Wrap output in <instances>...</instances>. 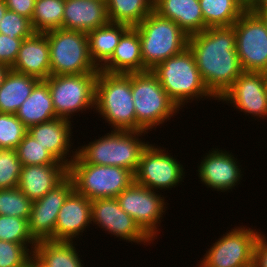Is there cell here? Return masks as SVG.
<instances>
[{"label": "cell", "mask_w": 267, "mask_h": 267, "mask_svg": "<svg viewBox=\"0 0 267 267\" xmlns=\"http://www.w3.org/2000/svg\"><path fill=\"white\" fill-rule=\"evenodd\" d=\"M27 133L15 114L0 113V149H16Z\"/></svg>", "instance_id": "e575fe53"}, {"label": "cell", "mask_w": 267, "mask_h": 267, "mask_svg": "<svg viewBox=\"0 0 267 267\" xmlns=\"http://www.w3.org/2000/svg\"><path fill=\"white\" fill-rule=\"evenodd\" d=\"M0 240L20 244H37L29 233L28 220L8 215H0Z\"/></svg>", "instance_id": "836d02e7"}, {"label": "cell", "mask_w": 267, "mask_h": 267, "mask_svg": "<svg viewBox=\"0 0 267 267\" xmlns=\"http://www.w3.org/2000/svg\"><path fill=\"white\" fill-rule=\"evenodd\" d=\"M158 192L133 182L116 197L121 208L153 241L158 239L161 219L168 207L166 197Z\"/></svg>", "instance_id": "4fadbf2b"}, {"label": "cell", "mask_w": 267, "mask_h": 267, "mask_svg": "<svg viewBox=\"0 0 267 267\" xmlns=\"http://www.w3.org/2000/svg\"><path fill=\"white\" fill-rule=\"evenodd\" d=\"M153 11L175 22L188 36L208 28L199 0H154Z\"/></svg>", "instance_id": "603a6c76"}, {"label": "cell", "mask_w": 267, "mask_h": 267, "mask_svg": "<svg viewBox=\"0 0 267 267\" xmlns=\"http://www.w3.org/2000/svg\"><path fill=\"white\" fill-rule=\"evenodd\" d=\"M18 73L46 80L51 75L49 42L45 33H34L23 40L14 65Z\"/></svg>", "instance_id": "ffe728a7"}, {"label": "cell", "mask_w": 267, "mask_h": 267, "mask_svg": "<svg viewBox=\"0 0 267 267\" xmlns=\"http://www.w3.org/2000/svg\"><path fill=\"white\" fill-rule=\"evenodd\" d=\"M0 32L10 38L21 39H26L35 33L30 19L10 10L6 11L0 21Z\"/></svg>", "instance_id": "74e56055"}, {"label": "cell", "mask_w": 267, "mask_h": 267, "mask_svg": "<svg viewBox=\"0 0 267 267\" xmlns=\"http://www.w3.org/2000/svg\"><path fill=\"white\" fill-rule=\"evenodd\" d=\"M253 13H256L261 20L264 22L267 28V10H251Z\"/></svg>", "instance_id": "7bdbcfd3"}, {"label": "cell", "mask_w": 267, "mask_h": 267, "mask_svg": "<svg viewBox=\"0 0 267 267\" xmlns=\"http://www.w3.org/2000/svg\"><path fill=\"white\" fill-rule=\"evenodd\" d=\"M154 0H107L108 18L112 23L134 27L153 11Z\"/></svg>", "instance_id": "f546056e"}, {"label": "cell", "mask_w": 267, "mask_h": 267, "mask_svg": "<svg viewBox=\"0 0 267 267\" xmlns=\"http://www.w3.org/2000/svg\"><path fill=\"white\" fill-rule=\"evenodd\" d=\"M231 104L234 110L254 117H267V85L262 72L244 71L233 85L220 97L218 102Z\"/></svg>", "instance_id": "9a60e30c"}, {"label": "cell", "mask_w": 267, "mask_h": 267, "mask_svg": "<svg viewBox=\"0 0 267 267\" xmlns=\"http://www.w3.org/2000/svg\"><path fill=\"white\" fill-rule=\"evenodd\" d=\"M15 115L27 129L57 118L48 84L44 80L34 86Z\"/></svg>", "instance_id": "d4e9b609"}, {"label": "cell", "mask_w": 267, "mask_h": 267, "mask_svg": "<svg viewBox=\"0 0 267 267\" xmlns=\"http://www.w3.org/2000/svg\"><path fill=\"white\" fill-rule=\"evenodd\" d=\"M234 156L232 152L216 147L209 150L197 166L200 182L212 191L230 192L235 189L243 179V173L237 157Z\"/></svg>", "instance_id": "e0dca14e"}, {"label": "cell", "mask_w": 267, "mask_h": 267, "mask_svg": "<svg viewBox=\"0 0 267 267\" xmlns=\"http://www.w3.org/2000/svg\"><path fill=\"white\" fill-rule=\"evenodd\" d=\"M9 69H10L9 67L0 63V86L2 85L3 79H4V77L7 74Z\"/></svg>", "instance_id": "ee69618b"}, {"label": "cell", "mask_w": 267, "mask_h": 267, "mask_svg": "<svg viewBox=\"0 0 267 267\" xmlns=\"http://www.w3.org/2000/svg\"><path fill=\"white\" fill-rule=\"evenodd\" d=\"M134 28L140 37L143 72L188 47L189 36L175 22L154 11Z\"/></svg>", "instance_id": "8992f818"}, {"label": "cell", "mask_w": 267, "mask_h": 267, "mask_svg": "<svg viewBox=\"0 0 267 267\" xmlns=\"http://www.w3.org/2000/svg\"><path fill=\"white\" fill-rule=\"evenodd\" d=\"M73 191V180L67 175L42 198L32 202L28 230L36 242L54 241V229L59 210Z\"/></svg>", "instance_id": "2e32d148"}, {"label": "cell", "mask_w": 267, "mask_h": 267, "mask_svg": "<svg viewBox=\"0 0 267 267\" xmlns=\"http://www.w3.org/2000/svg\"><path fill=\"white\" fill-rule=\"evenodd\" d=\"M16 152L22 166L63 164L28 133L17 146Z\"/></svg>", "instance_id": "1f68e13d"}, {"label": "cell", "mask_w": 267, "mask_h": 267, "mask_svg": "<svg viewBox=\"0 0 267 267\" xmlns=\"http://www.w3.org/2000/svg\"><path fill=\"white\" fill-rule=\"evenodd\" d=\"M35 246L36 244H20L0 240V267L24 266L33 258Z\"/></svg>", "instance_id": "d590c367"}, {"label": "cell", "mask_w": 267, "mask_h": 267, "mask_svg": "<svg viewBox=\"0 0 267 267\" xmlns=\"http://www.w3.org/2000/svg\"><path fill=\"white\" fill-rule=\"evenodd\" d=\"M94 112L112 130L136 131V113L131 91V73L111 74L98 71Z\"/></svg>", "instance_id": "277c9868"}, {"label": "cell", "mask_w": 267, "mask_h": 267, "mask_svg": "<svg viewBox=\"0 0 267 267\" xmlns=\"http://www.w3.org/2000/svg\"><path fill=\"white\" fill-rule=\"evenodd\" d=\"M151 71L179 109L193 100H217L206 88L189 47L158 63Z\"/></svg>", "instance_id": "7a4b0ae2"}, {"label": "cell", "mask_w": 267, "mask_h": 267, "mask_svg": "<svg viewBox=\"0 0 267 267\" xmlns=\"http://www.w3.org/2000/svg\"><path fill=\"white\" fill-rule=\"evenodd\" d=\"M265 74V77H266V85H267V72L266 73H264Z\"/></svg>", "instance_id": "f907efd6"}, {"label": "cell", "mask_w": 267, "mask_h": 267, "mask_svg": "<svg viewBox=\"0 0 267 267\" xmlns=\"http://www.w3.org/2000/svg\"><path fill=\"white\" fill-rule=\"evenodd\" d=\"M250 10H267V0H256Z\"/></svg>", "instance_id": "b9f144b4"}, {"label": "cell", "mask_w": 267, "mask_h": 267, "mask_svg": "<svg viewBox=\"0 0 267 267\" xmlns=\"http://www.w3.org/2000/svg\"><path fill=\"white\" fill-rule=\"evenodd\" d=\"M32 201L18 188L0 189V215L29 219Z\"/></svg>", "instance_id": "d6a6232c"}, {"label": "cell", "mask_w": 267, "mask_h": 267, "mask_svg": "<svg viewBox=\"0 0 267 267\" xmlns=\"http://www.w3.org/2000/svg\"><path fill=\"white\" fill-rule=\"evenodd\" d=\"M197 266L198 267H205L201 262H199ZM197 266H195V267H197Z\"/></svg>", "instance_id": "681fc988"}, {"label": "cell", "mask_w": 267, "mask_h": 267, "mask_svg": "<svg viewBox=\"0 0 267 267\" xmlns=\"http://www.w3.org/2000/svg\"><path fill=\"white\" fill-rule=\"evenodd\" d=\"M235 48L246 72H267V28L261 18L247 9L234 23Z\"/></svg>", "instance_id": "7c38bea8"}, {"label": "cell", "mask_w": 267, "mask_h": 267, "mask_svg": "<svg viewBox=\"0 0 267 267\" xmlns=\"http://www.w3.org/2000/svg\"><path fill=\"white\" fill-rule=\"evenodd\" d=\"M68 175L65 164L22 166L18 188L33 202L42 198Z\"/></svg>", "instance_id": "7402d4cb"}, {"label": "cell", "mask_w": 267, "mask_h": 267, "mask_svg": "<svg viewBox=\"0 0 267 267\" xmlns=\"http://www.w3.org/2000/svg\"><path fill=\"white\" fill-rule=\"evenodd\" d=\"M24 39L10 38L9 36L0 35V63L11 68L17 59L19 48Z\"/></svg>", "instance_id": "f35d334b"}, {"label": "cell", "mask_w": 267, "mask_h": 267, "mask_svg": "<svg viewBox=\"0 0 267 267\" xmlns=\"http://www.w3.org/2000/svg\"><path fill=\"white\" fill-rule=\"evenodd\" d=\"M188 47L206 88L219 100L244 72L235 48L234 26L208 27L189 36Z\"/></svg>", "instance_id": "6da1fadb"}, {"label": "cell", "mask_w": 267, "mask_h": 267, "mask_svg": "<svg viewBox=\"0 0 267 267\" xmlns=\"http://www.w3.org/2000/svg\"><path fill=\"white\" fill-rule=\"evenodd\" d=\"M7 10H8V8L5 4V0H0V21Z\"/></svg>", "instance_id": "f6af8a7d"}, {"label": "cell", "mask_w": 267, "mask_h": 267, "mask_svg": "<svg viewBox=\"0 0 267 267\" xmlns=\"http://www.w3.org/2000/svg\"><path fill=\"white\" fill-rule=\"evenodd\" d=\"M49 42L51 75L95 73L86 32L62 28L45 33Z\"/></svg>", "instance_id": "ba28073f"}, {"label": "cell", "mask_w": 267, "mask_h": 267, "mask_svg": "<svg viewBox=\"0 0 267 267\" xmlns=\"http://www.w3.org/2000/svg\"><path fill=\"white\" fill-rule=\"evenodd\" d=\"M75 243V241H39L34 248L33 258L42 267H84Z\"/></svg>", "instance_id": "4316f807"}, {"label": "cell", "mask_w": 267, "mask_h": 267, "mask_svg": "<svg viewBox=\"0 0 267 267\" xmlns=\"http://www.w3.org/2000/svg\"><path fill=\"white\" fill-rule=\"evenodd\" d=\"M99 70L111 74L143 72L140 37L134 27L121 36L113 55Z\"/></svg>", "instance_id": "cb8c5ba5"}, {"label": "cell", "mask_w": 267, "mask_h": 267, "mask_svg": "<svg viewBox=\"0 0 267 267\" xmlns=\"http://www.w3.org/2000/svg\"><path fill=\"white\" fill-rule=\"evenodd\" d=\"M235 226L212 243L200 262L205 267H253L254 247L263 232Z\"/></svg>", "instance_id": "30bf717a"}, {"label": "cell", "mask_w": 267, "mask_h": 267, "mask_svg": "<svg viewBox=\"0 0 267 267\" xmlns=\"http://www.w3.org/2000/svg\"><path fill=\"white\" fill-rule=\"evenodd\" d=\"M21 170L16 149H0V189L18 187Z\"/></svg>", "instance_id": "8d00e7d4"}, {"label": "cell", "mask_w": 267, "mask_h": 267, "mask_svg": "<svg viewBox=\"0 0 267 267\" xmlns=\"http://www.w3.org/2000/svg\"><path fill=\"white\" fill-rule=\"evenodd\" d=\"M247 9H249L255 2L256 0H240Z\"/></svg>", "instance_id": "bcb514c9"}, {"label": "cell", "mask_w": 267, "mask_h": 267, "mask_svg": "<svg viewBox=\"0 0 267 267\" xmlns=\"http://www.w3.org/2000/svg\"><path fill=\"white\" fill-rule=\"evenodd\" d=\"M91 200L75 190L59 210L54 229V241L73 242L81 238L91 225ZM80 235V236H79Z\"/></svg>", "instance_id": "d6986e66"}, {"label": "cell", "mask_w": 267, "mask_h": 267, "mask_svg": "<svg viewBox=\"0 0 267 267\" xmlns=\"http://www.w3.org/2000/svg\"><path fill=\"white\" fill-rule=\"evenodd\" d=\"M65 0H36L31 24L35 33L63 29Z\"/></svg>", "instance_id": "4dcf8cb0"}, {"label": "cell", "mask_w": 267, "mask_h": 267, "mask_svg": "<svg viewBox=\"0 0 267 267\" xmlns=\"http://www.w3.org/2000/svg\"><path fill=\"white\" fill-rule=\"evenodd\" d=\"M253 267H267V236L264 233L255 243Z\"/></svg>", "instance_id": "60d3db41"}, {"label": "cell", "mask_w": 267, "mask_h": 267, "mask_svg": "<svg viewBox=\"0 0 267 267\" xmlns=\"http://www.w3.org/2000/svg\"><path fill=\"white\" fill-rule=\"evenodd\" d=\"M36 0H5L8 10L18 13L28 19H32Z\"/></svg>", "instance_id": "ab89813d"}, {"label": "cell", "mask_w": 267, "mask_h": 267, "mask_svg": "<svg viewBox=\"0 0 267 267\" xmlns=\"http://www.w3.org/2000/svg\"><path fill=\"white\" fill-rule=\"evenodd\" d=\"M129 28L123 23L109 22L87 33L90 57L99 69L111 58L121 36Z\"/></svg>", "instance_id": "83f0119b"}, {"label": "cell", "mask_w": 267, "mask_h": 267, "mask_svg": "<svg viewBox=\"0 0 267 267\" xmlns=\"http://www.w3.org/2000/svg\"><path fill=\"white\" fill-rule=\"evenodd\" d=\"M207 27L232 26L247 10L240 0H199Z\"/></svg>", "instance_id": "f1b7e54d"}, {"label": "cell", "mask_w": 267, "mask_h": 267, "mask_svg": "<svg viewBox=\"0 0 267 267\" xmlns=\"http://www.w3.org/2000/svg\"><path fill=\"white\" fill-rule=\"evenodd\" d=\"M98 71L86 74L50 75L49 87L57 118L71 121L76 113L95 109Z\"/></svg>", "instance_id": "9c48e42d"}, {"label": "cell", "mask_w": 267, "mask_h": 267, "mask_svg": "<svg viewBox=\"0 0 267 267\" xmlns=\"http://www.w3.org/2000/svg\"><path fill=\"white\" fill-rule=\"evenodd\" d=\"M91 223L104 233L126 242L150 245L153 240L139 227L135 220L120 206L117 198L91 200Z\"/></svg>", "instance_id": "5bb4252c"}, {"label": "cell", "mask_w": 267, "mask_h": 267, "mask_svg": "<svg viewBox=\"0 0 267 267\" xmlns=\"http://www.w3.org/2000/svg\"><path fill=\"white\" fill-rule=\"evenodd\" d=\"M22 267H34V258H32L29 262H27L24 266Z\"/></svg>", "instance_id": "7dc6e473"}, {"label": "cell", "mask_w": 267, "mask_h": 267, "mask_svg": "<svg viewBox=\"0 0 267 267\" xmlns=\"http://www.w3.org/2000/svg\"><path fill=\"white\" fill-rule=\"evenodd\" d=\"M74 190L88 200L116 198L134 182V174L120 166L85 163L78 155L68 167Z\"/></svg>", "instance_id": "52a82bcc"}, {"label": "cell", "mask_w": 267, "mask_h": 267, "mask_svg": "<svg viewBox=\"0 0 267 267\" xmlns=\"http://www.w3.org/2000/svg\"><path fill=\"white\" fill-rule=\"evenodd\" d=\"M171 154L166 148L149 143L141 154L134 182L154 191L172 190L181 185L186 176L185 169Z\"/></svg>", "instance_id": "8fae6325"}, {"label": "cell", "mask_w": 267, "mask_h": 267, "mask_svg": "<svg viewBox=\"0 0 267 267\" xmlns=\"http://www.w3.org/2000/svg\"><path fill=\"white\" fill-rule=\"evenodd\" d=\"M109 22L106 2L65 0L63 29L88 33Z\"/></svg>", "instance_id": "44dd1931"}, {"label": "cell", "mask_w": 267, "mask_h": 267, "mask_svg": "<svg viewBox=\"0 0 267 267\" xmlns=\"http://www.w3.org/2000/svg\"><path fill=\"white\" fill-rule=\"evenodd\" d=\"M71 122L74 123V121L55 118L29 127L27 133L45 147L59 162L69 167L77 156V148L73 149L74 152L70 150L73 146Z\"/></svg>", "instance_id": "ac0fdd59"}, {"label": "cell", "mask_w": 267, "mask_h": 267, "mask_svg": "<svg viewBox=\"0 0 267 267\" xmlns=\"http://www.w3.org/2000/svg\"><path fill=\"white\" fill-rule=\"evenodd\" d=\"M146 131L111 130L87 145L77 148V155L88 164L120 166L135 174L143 150L149 142L141 138ZM141 136V137H140Z\"/></svg>", "instance_id": "3957f363"}, {"label": "cell", "mask_w": 267, "mask_h": 267, "mask_svg": "<svg viewBox=\"0 0 267 267\" xmlns=\"http://www.w3.org/2000/svg\"><path fill=\"white\" fill-rule=\"evenodd\" d=\"M39 81L34 76L9 69L0 86V113L16 114Z\"/></svg>", "instance_id": "484cf974"}, {"label": "cell", "mask_w": 267, "mask_h": 267, "mask_svg": "<svg viewBox=\"0 0 267 267\" xmlns=\"http://www.w3.org/2000/svg\"><path fill=\"white\" fill-rule=\"evenodd\" d=\"M131 91L136 131L156 130L180 111L151 70L131 73Z\"/></svg>", "instance_id": "5b68a950"}, {"label": "cell", "mask_w": 267, "mask_h": 267, "mask_svg": "<svg viewBox=\"0 0 267 267\" xmlns=\"http://www.w3.org/2000/svg\"><path fill=\"white\" fill-rule=\"evenodd\" d=\"M34 267H42V266L34 259Z\"/></svg>", "instance_id": "c3c4849f"}]
</instances>
